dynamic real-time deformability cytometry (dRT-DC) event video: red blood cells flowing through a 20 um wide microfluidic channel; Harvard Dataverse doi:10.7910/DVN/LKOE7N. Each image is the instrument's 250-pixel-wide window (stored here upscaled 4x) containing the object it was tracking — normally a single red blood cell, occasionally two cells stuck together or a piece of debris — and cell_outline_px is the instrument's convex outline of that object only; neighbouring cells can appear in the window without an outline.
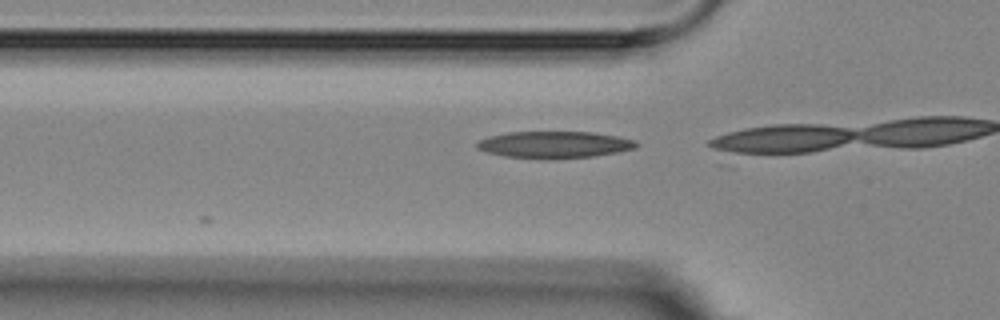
{"species": "Egyptian fruit bat (a non-hibernating species)", "species_latin": "Rousettus aegyptiacus", "temperature_condition": "room temperature", "stored_images_in_passage": 4, "camera_frame_rate_fps": 3000, "um_per_image_px": 0.085, "animal": {"sex": "female"}, "frame": {"image": 1, "passage_image": 3, "time_ms": 2.667, "image_size_px": [1000, 320], "cell_outline_px": [[640, 144], [636, 148], [616, 152], [592, 156], [504, 156], [488, 152], [476, 148], [476, 144], [480, 140], [488, 136], [508, 132], [592, 132], [616, 136], [636, 140]], "centroid_in_image_um": [47.15, 12.24], "position_along_channel_um": 78.7, "area_um2": 23.76}}